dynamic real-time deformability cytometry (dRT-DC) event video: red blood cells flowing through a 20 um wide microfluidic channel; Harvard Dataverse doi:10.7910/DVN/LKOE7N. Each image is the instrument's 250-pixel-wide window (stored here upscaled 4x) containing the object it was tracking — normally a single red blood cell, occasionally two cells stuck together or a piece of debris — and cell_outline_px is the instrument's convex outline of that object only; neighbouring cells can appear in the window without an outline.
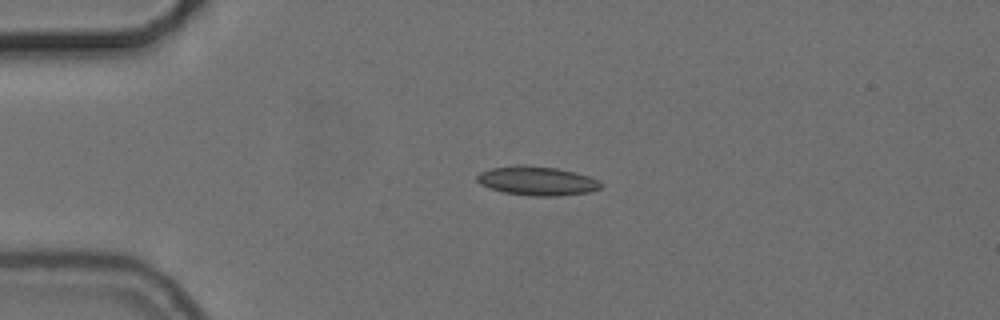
{"species": "common noctule bat (a hibernating species)", "species_latin": "Nyctalus noctula", "temperature_condition": "cold", "stored_images_in_passage": 43, "camera_frame_rate_fps": 3000, "um_per_image_px": 0.085, "animal": {"sex": "female", "body_mass_g": 24.6, "forearm_length_mm": 56.2}, "frame": {"image": 1, "passage_image": 1, "time_ms": 0.0, "image_size_px": [1000, 320], "cell_outline_px": [[604, 184], [600, 188], [588, 192], [556, 196], [532, 196], [504, 192], [480, 184], [476, 180], [476, 176], [480, 172], [492, 168], [516, 164], [524, 164], [556, 168], [576, 172], [600, 180]], "centroid_in_image_um": [45.66, 15.36], "position_along_channel_um": 39.3, "area_um2": 21.04}}
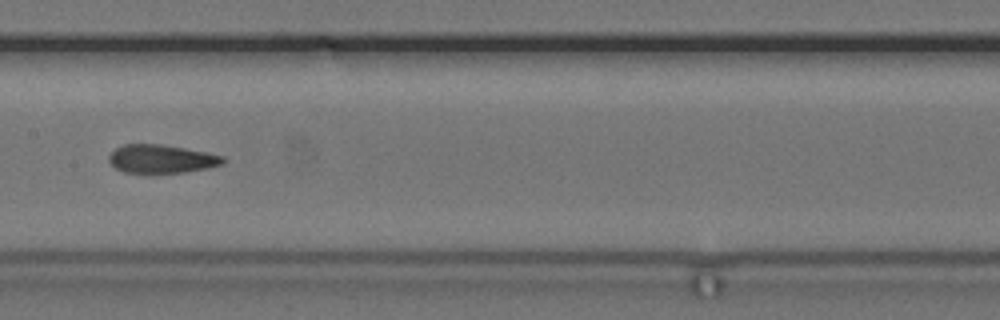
{"frame": {"image": 2, "passage_image": 16, "time_ms": 5.0, "image_size_px": [1000, 320], "cell_outline_px": [[228, 160], [224, 164], [208, 168], [184, 172], [124, 172], [116, 168], [108, 160], [108, 156], [116, 148], [124, 144], [160, 144], [208, 152], [224, 156]], "centroid_in_image_um": [13.78, 13.49], "position_along_channel_um": 193.6, "area_um2": 18.84}}
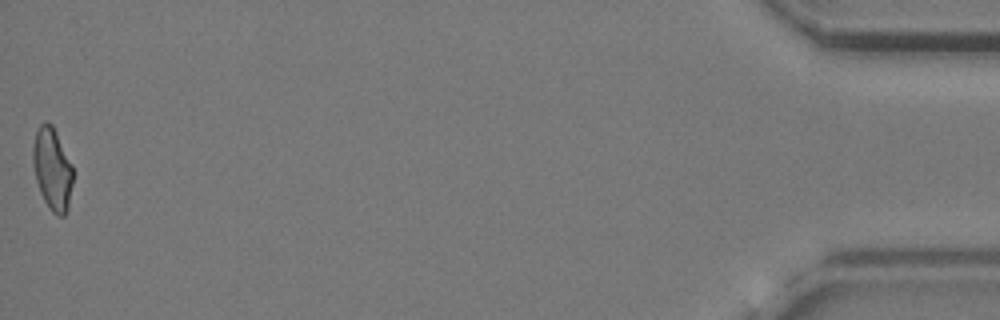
{"frame": {"image": 3, "passage_image": 43, "time_ms": 14.0, "image_size_px": [1000, 320], "cell_outline_px": [[72, 184], [68, 208], [64, 216], [60, 216], [52, 212], [44, 200], [40, 192], [36, 180], [32, 164], [32, 148], [36, 132], [40, 124], [44, 120], [48, 120], [52, 124], [72, 164]], "centroid_in_image_um": [4.43, 14.34], "position_along_channel_um": 430.8, "area_um2": 19.25}, "authors_computed_cell_mechanics": {"area_um2": 19.3052, "velocity_mm_per_s": 3.7214, "shape_relaxation_time_tau1_ms": null, "shape_relaxation_time_tau2_ms": 3.602, "deformation_change_tau1": null, "deformation_change_tau2": 0.0807}}